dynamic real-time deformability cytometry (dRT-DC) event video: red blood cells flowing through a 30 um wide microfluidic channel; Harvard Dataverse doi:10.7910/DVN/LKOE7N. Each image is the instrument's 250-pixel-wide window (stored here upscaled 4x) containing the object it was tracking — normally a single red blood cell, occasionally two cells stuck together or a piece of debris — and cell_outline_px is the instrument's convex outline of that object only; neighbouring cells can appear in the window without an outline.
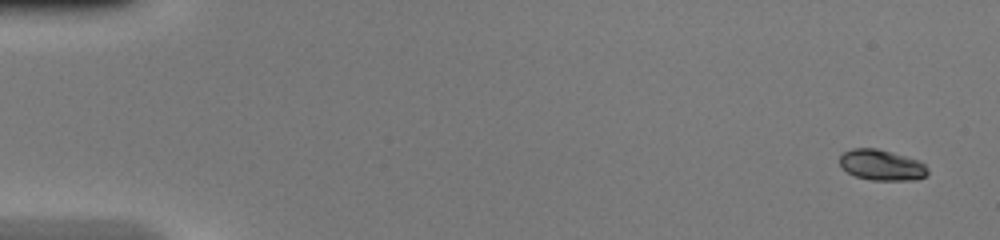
{"species": "common noctule bat (a hibernating species)", "species_latin": "Nyctalus noctula", "temperature_condition": "warm", "stored_images_in_passage": 3, "camera_frame_rate_fps": 3000, "um_per_image_px": 0.085, "animal": {"sex": "female", "body_mass_g": 20.0, "forearm_length_mm": 54.0}, "frame": {"image": 1, "passage_image": 1, "time_ms": 0.0, "image_size_px": [1000, 240], "cell_outline_px": [[928, 172], [924, 176], [916, 180], [872, 180], [856, 176], [848, 172], [840, 164], [840, 156], [844, 152], [852, 148], [876, 148], [892, 152], [920, 160], [928, 168]], "centroid_in_image_um": [74.96, 14.02], "position_along_channel_um": 10.0, "area_um2": 15.72}}